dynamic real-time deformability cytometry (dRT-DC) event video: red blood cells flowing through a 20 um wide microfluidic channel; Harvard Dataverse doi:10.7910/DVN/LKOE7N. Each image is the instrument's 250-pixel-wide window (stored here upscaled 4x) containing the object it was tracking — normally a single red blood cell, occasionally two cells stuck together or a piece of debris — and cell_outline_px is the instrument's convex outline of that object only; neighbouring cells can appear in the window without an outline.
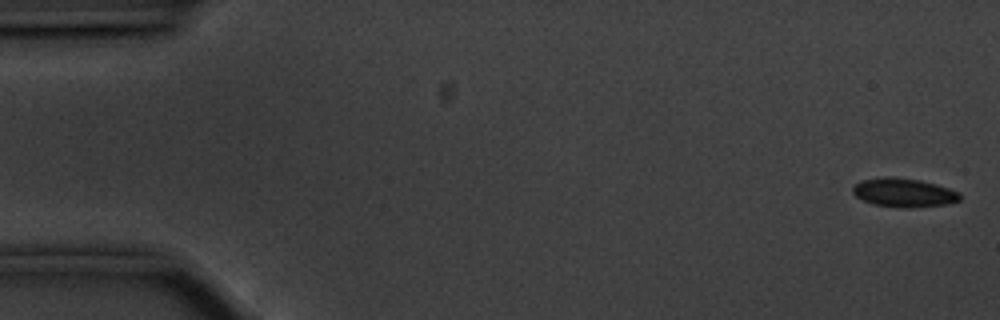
{"species": "common noctule bat (a hibernating species)", "species_latin": "Nyctalus noctula", "temperature_condition": "cold", "stored_images_in_passage": 53, "camera_frame_rate_fps": 3000, "um_per_image_px": 0.085, "animal": {"sex": "male", "body_mass_g": 20.1, "forearm_length_mm": 53.5}, "frame": {"image": 1, "passage_image": 2, "time_ms": 0.333, "image_size_px": [1000, 320], "cell_outline_px": [[960, 200], [948, 204], [908, 208], [896, 208], [872, 204], [856, 196], [852, 192], [852, 188], [860, 180], [884, 176], [892, 176], [920, 180], [936, 184], [960, 192]], "centroid_in_image_um": [76.81, 16.37], "position_along_channel_um": 8.2, "area_um2": 18.21}}
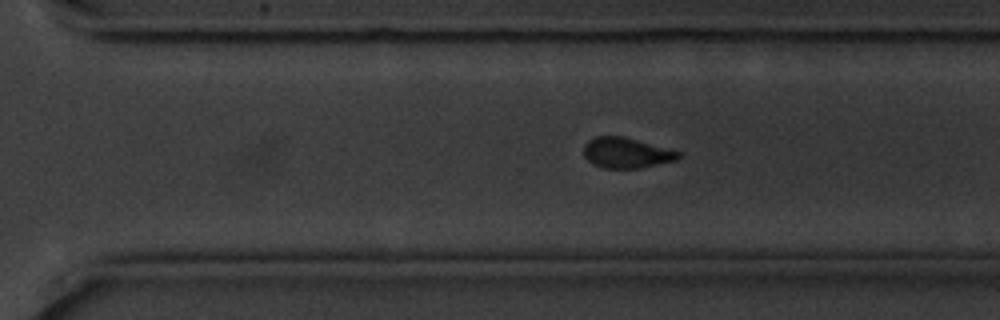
{"frame": {"image": 2, "passage_image": 39, "time_ms": 12.667, "image_size_px": [1000, 320], "cell_outline_px": [[680, 156], [676, 160], [640, 168], [604, 168], [592, 164], [584, 156], [584, 144], [588, 140], [596, 136], [624, 136], [680, 152]], "centroid_in_image_um": [53.2, 12.99], "position_along_channel_um": 317.4, "area_um2": 16.7}}
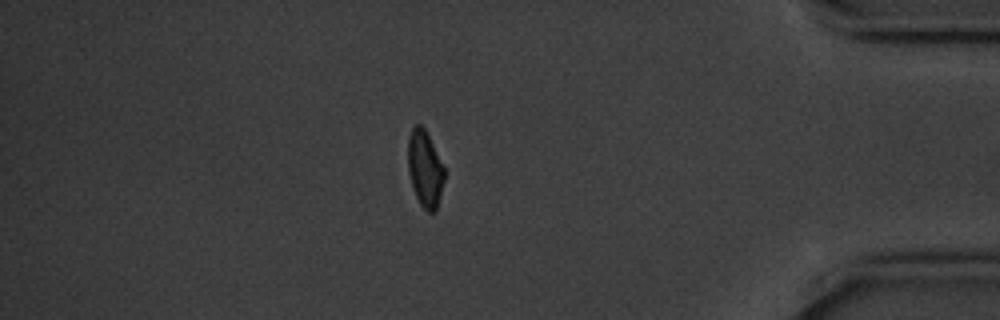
{"frame": {"image": 3, "passage_image": 49, "time_ms": 16.0, "image_size_px": [1000, 320], "cell_outline_px": [[444, 180], [436, 212], [428, 212], [420, 204], [412, 188], [408, 172], [408, 136], [412, 128], [416, 124], [420, 124], [424, 128], [444, 168]], "centroid_in_image_um": [36.1, 14.37], "position_along_channel_um": 399.1, "area_um2": 16.07}}